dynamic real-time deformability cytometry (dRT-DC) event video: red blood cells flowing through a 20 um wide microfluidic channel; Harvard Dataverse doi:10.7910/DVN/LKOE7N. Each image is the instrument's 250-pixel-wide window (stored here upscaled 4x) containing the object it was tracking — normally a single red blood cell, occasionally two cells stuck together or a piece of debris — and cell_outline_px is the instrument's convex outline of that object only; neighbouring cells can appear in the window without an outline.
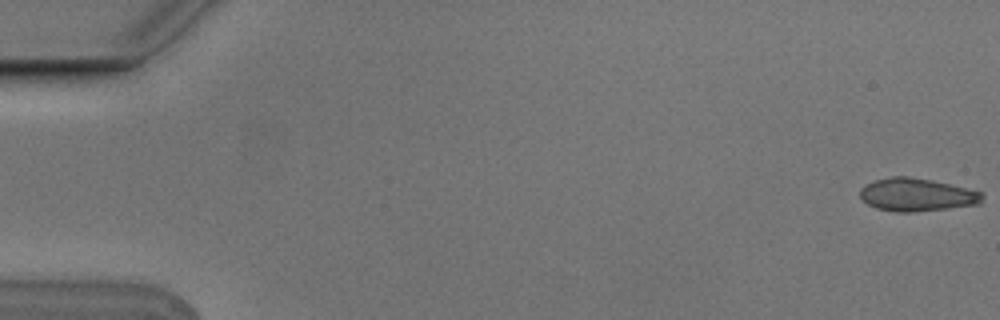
{"species": "Egyptian fruit bat (a non-hibernating species)", "species_latin": "Rousettus aegyptiacus", "temperature_condition": "cold", "stored_images_in_passage": 7, "camera_frame_rate_fps": 3000, "um_per_image_px": 0.085, "animal": {"sex": "male"}, "frame": {"image": 1, "passage_image": 1, "time_ms": 0.0, "image_size_px": [1000, 320], "cell_outline_px": [[984, 196], [980, 204], [908, 212], [896, 212], [876, 208], [868, 204], [860, 196], [860, 188], [876, 180], [892, 176], [908, 176], [932, 180], [984, 192]], "centroid_in_image_um": [77.94, 16.54], "position_along_channel_um": 7.1, "area_um2": 23.24}}